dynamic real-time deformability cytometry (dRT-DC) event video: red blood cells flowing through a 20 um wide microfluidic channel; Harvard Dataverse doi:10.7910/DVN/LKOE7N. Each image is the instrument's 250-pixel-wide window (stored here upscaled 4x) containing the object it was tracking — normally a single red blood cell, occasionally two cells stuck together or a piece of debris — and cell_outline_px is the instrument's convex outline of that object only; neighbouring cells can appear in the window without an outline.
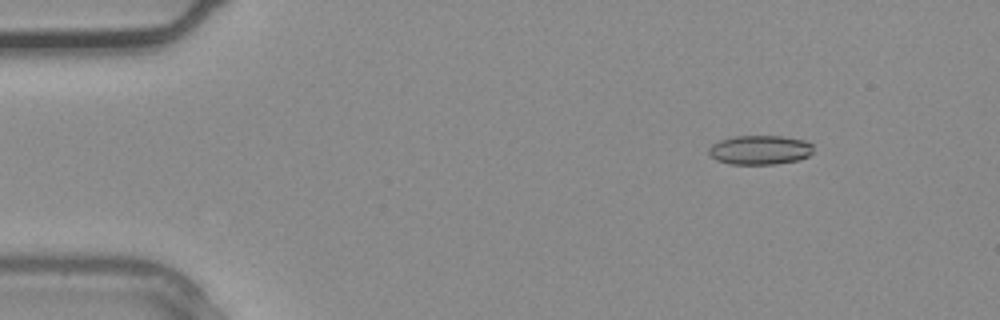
{"species": "common noctule bat (a hibernating species)", "species_latin": "Nyctalus noctula", "temperature_condition": "warm", "stored_images_in_passage": 37, "camera_frame_rate_fps": 3000, "um_per_image_px": 0.085, "animal": {"sex": "male", "body_mass_g": 20.4}, "frame": {"image": 1, "passage_image": 5, "time_ms": 1.333, "image_size_px": [1000, 320], "cell_outline_px": [[812, 152], [808, 156], [800, 160], [776, 164], [728, 164], [716, 160], [708, 152], [708, 148], [712, 144], [720, 140], [736, 136], [784, 136], [804, 140], [812, 144]], "centroid_in_image_um": [64.59, 12.75], "position_along_channel_um": 20.4, "area_um2": 17.92}}
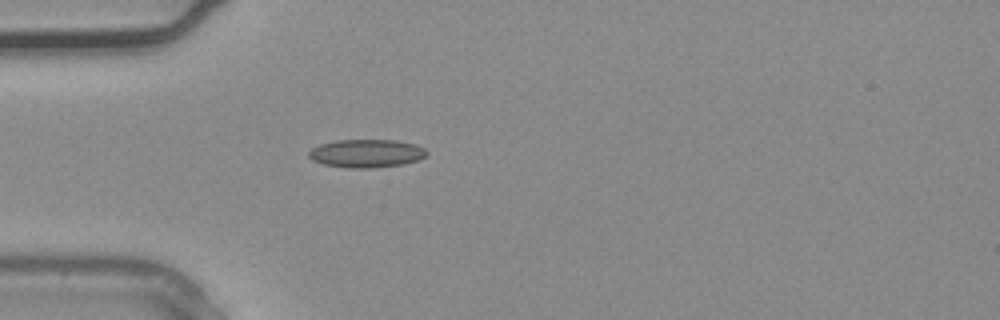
{"frame": {"image": 2, "passage_image": 11, "time_ms": 3.333, "image_size_px": [1000, 320], "cell_outline_px": [[428, 152], [420, 160], [404, 164], [372, 168], [344, 168], [324, 164], [312, 160], [308, 156], [308, 152], [312, 148], [320, 144], [336, 140], [396, 140], [416, 144], [424, 148]], "centroid_in_image_um": [31.15, 13.04], "position_along_channel_um": 53.9, "area_um2": 19.54}}
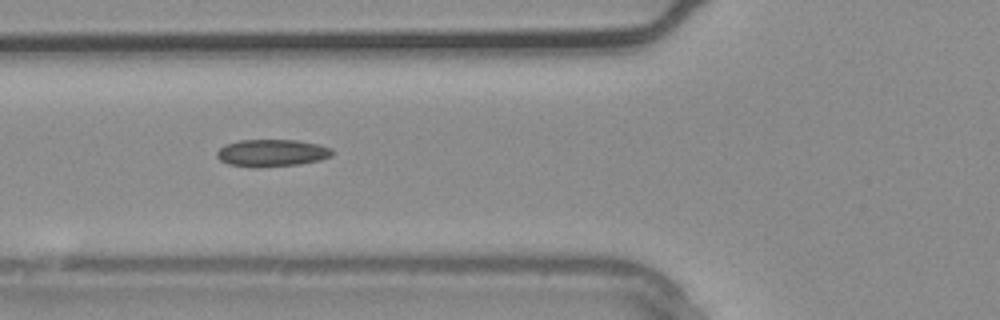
{"frame": {"image": 3, "passage_image": 14, "time_ms": 4.333, "image_size_px": [1000, 320], "cell_outline_px": [[332, 156], [320, 160], [300, 164], [260, 168], [252, 168], [228, 164], [220, 160], [216, 156], [216, 152], [224, 144], [240, 140], [300, 140], [320, 144], [332, 148]], "centroid_in_image_um": [23.1, 13.01], "position_along_channel_um": 102.7, "area_um2": 18.67}}